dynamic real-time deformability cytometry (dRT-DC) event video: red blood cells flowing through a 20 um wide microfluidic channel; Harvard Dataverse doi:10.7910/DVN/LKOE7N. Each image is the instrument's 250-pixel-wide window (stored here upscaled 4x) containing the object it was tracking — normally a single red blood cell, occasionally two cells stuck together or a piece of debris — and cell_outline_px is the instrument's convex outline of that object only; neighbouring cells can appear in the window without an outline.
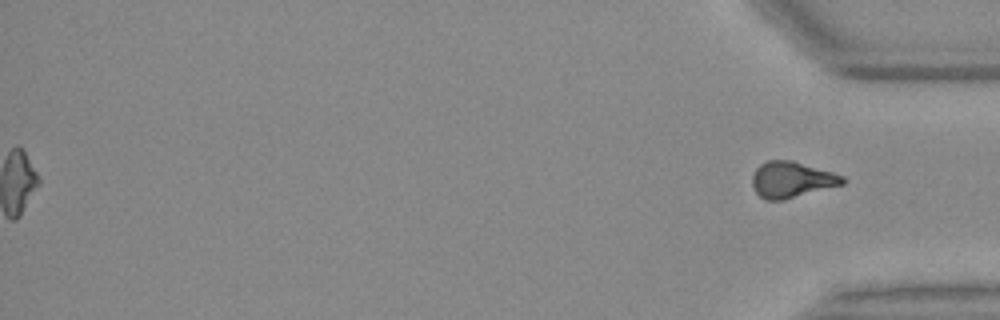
{"species": "Egyptian fruit bat (a non-hibernating species)", "species_latin": "Rousettus aegyptiacus", "temperature_condition": "warm", "stored_images_in_passage": 41, "segment_of_instrument_passage": [2, 2], "camera_frame_rate_fps": 3000, "um_per_image_px": 0.085, "animal": {"sex": "female"}, "frame": {"image": 1, "passage_image": 41, "time_ms": 13.333, "image_size_px": [1000, 320], "cell_outline_px": [[844, 184], [784, 200], [764, 200], [756, 192], [752, 184], [752, 176], [756, 168], [760, 164], [768, 160], [792, 160], [832, 172], [844, 176]], "centroid_in_image_um": [67.27, 15.27], "position_along_channel_um": 367.9, "area_um2": 18.96}}